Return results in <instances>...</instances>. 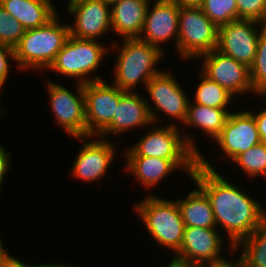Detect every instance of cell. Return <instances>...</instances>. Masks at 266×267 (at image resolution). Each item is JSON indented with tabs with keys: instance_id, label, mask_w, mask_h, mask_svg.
Returning <instances> with one entry per match:
<instances>
[{
	"instance_id": "cell-1",
	"label": "cell",
	"mask_w": 266,
	"mask_h": 267,
	"mask_svg": "<svg viewBox=\"0 0 266 267\" xmlns=\"http://www.w3.org/2000/svg\"><path fill=\"white\" fill-rule=\"evenodd\" d=\"M209 162L201 153L190 179L207 194L217 228L220 225L227 233L228 249L234 254V246L266 221V208L229 182Z\"/></svg>"
},
{
	"instance_id": "cell-2",
	"label": "cell",
	"mask_w": 266,
	"mask_h": 267,
	"mask_svg": "<svg viewBox=\"0 0 266 267\" xmlns=\"http://www.w3.org/2000/svg\"><path fill=\"white\" fill-rule=\"evenodd\" d=\"M122 42V45L113 42L111 46L118 51L113 84L125 91H134L138 84L146 88L147 83L162 72L156 65L165 58V53L139 38L122 39Z\"/></svg>"
},
{
	"instance_id": "cell-3",
	"label": "cell",
	"mask_w": 266,
	"mask_h": 267,
	"mask_svg": "<svg viewBox=\"0 0 266 267\" xmlns=\"http://www.w3.org/2000/svg\"><path fill=\"white\" fill-rule=\"evenodd\" d=\"M58 13L45 25L27 29L14 47L16 67L20 70H47L68 39L69 24L59 22Z\"/></svg>"
},
{
	"instance_id": "cell-4",
	"label": "cell",
	"mask_w": 266,
	"mask_h": 267,
	"mask_svg": "<svg viewBox=\"0 0 266 267\" xmlns=\"http://www.w3.org/2000/svg\"><path fill=\"white\" fill-rule=\"evenodd\" d=\"M134 211L158 246L171 249L173 255L179 251L185 225L176 200L161 199L150 192L135 204Z\"/></svg>"
},
{
	"instance_id": "cell-5",
	"label": "cell",
	"mask_w": 266,
	"mask_h": 267,
	"mask_svg": "<svg viewBox=\"0 0 266 267\" xmlns=\"http://www.w3.org/2000/svg\"><path fill=\"white\" fill-rule=\"evenodd\" d=\"M109 46L97 40L79 39L69 35L63 48L56 55L48 70L67 78L78 79L75 83L86 84L103 80L101 75L92 74L98 70L108 56Z\"/></svg>"
},
{
	"instance_id": "cell-6",
	"label": "cell",
	"mask_w": 266,
	"mask_h": 267,
	"mask_svg": "<svg viewBox=\"0 0 266 267\" xmlns=\"http://www.w3.org/2000/svg\"><path fill=\"white\" fill-rule=\"evenodd\" d=\"M146 131V134L134 145L123 152V156H147L162 159H198L201 151L195 141L186 131L180 133L177 122L156 126Z\"/></svg>"
},
{
	"instance_id": "cell-7",
	"label": "cell",
	"mask_w": 266,
	"mask_h": 267,
	"mask_svg": "<svg viewBox=\"0 0 266 267\" xmlns=\"http://www.w3.org/2000/svg\"><path fill=\"white\" fill-rule=\"evenodd\" d=\"M217 37L218 27L200 6H179L176 52L180 60L197 59L200 55L216 49Z\"/></svg>"
},
{
	"instance_id": "cell-8",
	"label": "cell",
	"mask_w": 266,
	"mask_h": 267,
	"mask_svg": "<svg viewBox=\"0 0 266 267\" xmlns=\"http://www.w3.org/2000/svg\"><path fill=\"white\" fill-rule=\"evenodd\" d=\"M46 84L50 108L57 125L62 127L70 137L86 138L84 84L77 83L74 93L60 83L49 80Z\"/></svg>"
},
{
	"instance_id": "cell-9",
	"label": "cell",
	"mask_w": 266,
	"mask_h": 267,
	"mask_svg": "<svg viewBox=\"0 0 266 267\" xmlns=\"http://www.w3.org/2000/svg\"><path fill=\"white\" fill-rule=\"evenodd\" d=\"M175 78L169 71H162L146 85L145 91L153 102L152 105L147 100L148 110L152 122L156 125L160 120L157 112H164L166 117L170 116L169 118H174L181 124L185 123L190 98Z\"/></svg>"
},
{
	"instance_id": "cell-10",
	"label": "cell",
	"mask_w": 266,
	"mask_h": 267,
	"mask_svg": "<svg viewBox=\"0 0 266 267\" xmlns=\"http://www.w3.org/2000/svg\"><path fill=\"white\" fill-rule=\"evenodd\" d=\"M263 30L264 24L253 20L231 21L218 27L216 49L250 68L256 56L258 37Z\"/></svg>"
},
{
	"instance_id": "cell-11",
	"label": "cell",
	"mask_w": 266,
	"mask_h": 267,
	"mask_svg": "<svg viewBox=\"0 0 266 267\" xmlns=\"http://www.w3.org/2000/svg\"><path fill=\"white\" fill-rule=\"evenodd\" d=\"M217 230L185 226L181 247L172 260L200 267L227 259L222 256L224 253H221L226 240H223Z\"/></svg>"
},
{
	"instance_id": "cell-12",
	"label": "cell",
	"mask_w": 266,
	"mask_h": 267,
	"mask_svg": "<svg viewBox=\"0 0 266 267\" xmlns=\"http://www.w3.org/2000/svg\"><path fill=\"white\" fill-rule=\"evenodd\" d=\"M99 80L84 84L87 137L97 136L111 121L126 92L113 83Z\"/></svg>"
},
{
	"instance_id": "cell-13",
	"label": "cell",
	"mask_w": 266,
	"mask_h": 267,
	"mask_svg": "<svg viewBox=\"0 0 266 267\" xmlns=\"http://www.w3.org/2000/svg\"><path fill=\"white\" fill-rule=\"evenodd\" d=\"M202 57V58H201ZM203 63L200 71L210 80L217 82L234 97L253 92L250 69L217 49L198 57Z\"/></svg>"
},
{
	"instance_id": "cell-14",
	"label": "cell",
	"mask_w": 266,
	"mask_h": 267,
	"mask_svg": "<svg viewBox=\"0 0 266 267\" xmlns=\"http://www.w3.org/2000/svg\"><path fill=\"white\" fill-rule=\"evenodd\" d=\"M78 139L82 141L83 145L77 152L70 174L72 177L87 183H100V180L106 176L105 174L110 169L111 163L113 164L114 157L117 154L115 148L117 146L114 142H110L109 138L103 139L98 136ZM84 140L85 142H83Z\"/></svg>"
},
{
	"instance_id": "cell-15",
	"label": "cell",
	"mask_w": 266,
	"mask_h": 267,
	"mask_svg": "<svg viewBox=\"0 0 266 267\" xmlns=\"http://www.w3.org/2000/svg\"><path fill=\"white\" fill-rule=\"evenodd\" d=\"M65 10L74 19L69 32L75 38L99 41L111 31L110 6L103 0H76L69 2Z\"/></svg>"
},
{
	"instance_id": "cell-16",
	"label": "cell",
	"mask_w": 266,
	"mask_h": 267,
	"mask_svg": "<svg viewBox=\"0 0 266 267\" xmlns=\"http://www.w3.org/2000/svg\"><path fill=\"white\" fill-rule=\"evenodd\" d=\"M216 141L222 157L233 161L239 154L261 142L255 118L250 110L230 112Z\"/></svg>"
},
{
	"instance_id": "cell-17",
	"label": "cell",
	"mask_w": 266,
	"mask_h": 267,
	"mask_svg": "<svg viewBox=\"0 0 266 267\" xmlns=\"http://www.w3.org/2000/svg\"><path fill=\"white\" fill-rule=\"evenodd\" d=\"M148 5L144 25L139 39L159 48L163 52L165 42L174 39L177 49L179 27V5L173 0Z\"/></svg>"
},
{
	"instance_id": "cell-18",
	"label": "cell",
	"mask_w": 266,
	"mask_h": 267,
	"mask_svg": "<svg viewBox=\"0 0 266 267\" xmlns=\"http://www.w3.org/2000/svg\"><path fill=\"white\" fill-rule=\"evenodd\" d=\"M123 158L126 159V172H130L135 180L149 188V191L178 168L183 169V172L191 177L198 164V159H162L147 156H123Z\"/></svg>"
},
{
	"instance_id": "cell-19",
	"label": "cell",
	"mask_w": 266,
	"mask_h": 267,
	"mask_svg": "<svg viewBox=\"0 0 266 267\" xmlns=\"http://www.w3.org/2000/svg\"><path fill=\"white\" fill-rule=\"evenodd\" d=\"M153 124L147 99L134 91H126L120 98L112 121L97 135L107 139L108 135L119 136L131 129Z\"/></svg>"
},
{
	"instance_id": "cell-20",
	"label": "cell",
	"mask_w": 266,
	"mask_h": 267,
	"mask_svg": "<svg viewBox=\"0 0 266 267\" xmlns=\"http://www.w3.org/2000/svg\"><path fill=\"white\" fill-rule=\"evenodd\" d=\"M148 5L142 0H121L111 6V30L122 39L139 38Z\"/></svg>"
},
{
	"instance_id": "cell-21",
	"label": "cell",
	"mask_w": 266,
	"mask_h": 267,
	"mask_svg": "<svg viewBox=\"0 0 266 267\" xmlns=\"http://www.w3.org/2000/svg\"><path fill=\"white\" fill-rule=\"evenodd\" d=\"M0 5L25 30L45 25L57 14L51 0H0Z\"/></svg>"
},
{
	"instance_id": "cell-22",
	"label": "cell",
	"mask_w": 266,
	"mask_h": 267,
	"mask_svg": "<svg viewBox=\"0 0 266 267\" xmlns=\"http://www.w3.org/2000/svg\"><path fill=\"white\" fill-rule=\"evenodd\" d=\"M197 186L186 198L176 199L185 226L217 228L211 202L207 194Z\"/></svg>"
},
{
	"instance_id": "cell-23",
	"label": "cell",
	"mask_w": 266,
	"mask_h": 267,
	"mask_svg": "<svg viewBox=\"0 0 266 267\" xmlns=\"http://www.w3.org/2000/svg\"><path fill=\"white\" fill-rule=\"evenodd\" d=\"M229 108H212L197 103H188L187 117L184 125L201 129L208 139L214 140L220 133L231 111Z\"/></svg>"
},
{
	"instance_id": "cell-24",
	"label": "cell",
	"mask_w": 266,
	"mask_h": 267,
	"mask_svg": "<svg viewBox=\"0 0 266 267\" xmlns=\"http://www.w3.org/2000/svg\"><path fill=\"white\" fill-rule=\"evenodd\" d=\"M239 247L243 267H266V221L248 237L240 240L234 246V251Z\"/></svg>"
},
{
	"instance_id": "cell-25",
	"label": "cell",
	"mask_w": 266,
	"mask_h": 267,
	"mask_svg": "<svg viewBox=\"0 0 266 267\" xmlns=\"http://www.w3.org/2000/svg\"><path fill=\"white\" fill-rule=\"evenodd\" d=\"M200 83L197 84L193 103L212 108H228L234 98L226 89L217 82L210 80L199 72Z\"/></svg>"
},
{
	"instance_id": "cell-26",
	"label": "cell",
	"mask_w": 266,
	"mask_h": 267,
	"mask_svg": "<svg viewBox=\"0 0 266 267\" xmlns=\"http://www.w3.org/2000/svg\"><path fill=\"white\" fill-rule=\"evenodd\" d=\"M249 179L261 176L266 180V143L260 142L239 154L233 161Z\"/></svg>"
},
{
	"instance_id": "cell-27",
	"label": "cell",
	"mask_w": 266,
	"mask_h": 267,
	"mask_svg": "<svg viewBox=\"0 0 266 267\" xmlns=\"http://www.w3.org/2000/svg\"><path fill=\"white\" fill-rule=\"evenodd\" d=\"M250 69V81L255 95L266 96V31L263 30L257 43L254 63Z\"/></svg>"
},
{
	"instance_id": "cell-28",
	"label": "cell",
	"mask_w": 266,
	"mask_h": 267,
	"mask_svg": "<svg viewBox=\"0 0 266 267\" xmlns=\"http://www.w3.org/2000/svg\"><path fill=\"white\" fill-rule=\"evenodd\" d=\"M200 7L217 27L238 19L236 0H203Z\"/></svg>"
},
{
	"instance_id": "cell-29",
	"label": "cell",
	"mask_w": 266,
	"mask_h": 267,
	"mask_svg": "<svg viewBox=\"0 0 266 267\" xmlns=\"http://www.w3.org/2000/svg\"><path fill=\"white\" fill-rule=\"evenodd\" d=\"M22 24L0 5V44L14 48L25 33Z\"/></svg>"
},
{
	"instance_id": "cell-30",
	"label": "cell",
	"mask_w": 266,
	"mask_h": 267,
	"mask_svg": "<svg viewBox=\"0 0 266 267\" xmlns=\"http://www.w3.org/2000/svg\"><path fill=\"white\" fill-rule=\"evenodd\" d=\"M238 19L266 21V0H236Z\"/></svg>"
},
{
	"instance_id": "cell-31",
	"label": "cell",
	"mask_w": 266,
	"mask_h": 267,
	"mask_svg": "<svg viewBox=\"0 0 266 267\" xmlns=\"http://www.w3.org/2000/svg\"><path fill=\"white\" fill-rule=\"evenodd\" d=\"M10 61L15 62L14 48L0 44V88L2 89L10 73Z\"/></svg>"
},
{
	"instance_id": "cell-32",
	"label": "cell",
	"mask_w": 266,
	"mask_h": 267,
	"mask_svg": "<svg viewBox=\"0 0 266 267\" xmlns=\"http://www.w3.org/2000/svg\"><path fill=\"white\" fill-rule=\"evenodd\" d=\"M11 153L7 151L3 144H0V193L2 190V183L4 181L5 175L8 174L11 169Z\"/></svg>"
},
{
	"instance_id": "cell-33",
	"label": "cell",
	"mask_w": 266,
	"mask_h": 267,
	"mask_svg": "<svg viewBox=\"0 0 266 267\" xmlns=\"http://www.w3.org/2000/svg\"><path fill=\"white\" fill-rule=\"evenodd\" d=\"M261 98H263V101L265 99L266 103V96H261ZM250 112L255 118L261 142L266 143V107L264 109L258 110V113L253 112L252 109Z\"/></svg>"
},
{
	"instance_id": "cell-34",
	"label": "cell",
	"mask_w": 266,
	"mask_h": 267,
	"mask_svg": "<svg viewBox=\"0 0 266 267\" xmlns=\"http://www.w3.org/2000/svg\"><path fill=\"white\" fill-rule=\"evenodd\" d=\"M1 267H36V264H30L26 261H22L16 256H12L11 254H7L2 261Z\"/></svg>"
},
{
	"instance_id": "cell-35",
	"label": "cell",
	"mask_w": 266,
	"mask_h": 267,
	"mask_svg": "<svg viewBox=\"0 0 266 267\" xmlns=\"http://www.w3.org/2000/svg\"><path fill=\"white\" fill-rule=\"evenodd\" d=\"M200 267H243V264H242L240 258L235 259V261L233 258H232V260L231 259L228 260V258H227L221 262L205 264V265H202Z\"/></svg>"
},
{
	"instance_id": "cell-36",
	"label": "cell",
	"mask_w": 266,
	"mask_h": 267,
	"mask_svg": "<svg viewBox=\"0 0 266 267\" xmlns=\"http://www.w3.org/2000/svg\"><path fill=\"white\" fill-rule=\"evenodd\" d=\"M179 6H200L203 0H173Z\"/></svg>"
},
{
	"instance_id": "cell-37",
	"label": "cell",
	"mask_w": 266,
	"mask_h": 267,
	"mask_svg": "<svg viewBox=\"0 0 266 267\" xmlns=\"http://www.w3.org/2000/svg\"><path fill=\"white\" fill-rule=\"evenodd\" d=\"M36 267H76L74 265H68V264H62L61 263H49V264H40V265H37L36 264Z\"/></svg>"
},
{
	"instance_id": "cell-38",
	"label": "cell",
	"mask_w": 266,
	"mask_h": 267,
	"mask_svg": "<svg viewBox=\"0 0 266 267\" xmlns=\"http://www.w3.org/2000/svg\"><path fill=\"white\" fill-rule=\"evenodd\" d=\"M7 248H4V245L2 243V239L0 237V267H1V264H2V261L4 260L5 256L8 254L7 252Z\"/></svg>"
},
{
	"instance_id": "cell-39",
	"label": "cell",
	"mask_w": 266,
	"mask_h": 267,
	"mask_svg": "<svg viewBox=\"0 0 266 267\" xmlns=\"http://www.w3.org/2000/svg\"><path fill=\"white\" fill-rule=\"evenodd\" d=\"M165 267H196L189 264H182L171 259L170 263Z\"/></svg>"
},
{
	"instance_id": "cell-40",
	"label": "cell",
	"mask_w": 266,
	"mask_h": 267,
	"mask_svg": "<svg viewBox=\"0 0 266 267\" xmlns=\"http://www.w3.org/2000/svg\"><path fill=\"white\" fill-rule=\"evenodd\" d=\"M106 4H108L110 7L114 4L118 3L121 0H103Z\"/></svg>"
},
{
	"instance_id": "cell-41",
	"label": "cell",
	"mask_w": 266,
	"mask_h": 267,
	"mask_svg": "<svg viewBox=\"0 0 266 267\" xmlns=\"http://www.w3.org/2000/svg\"><path fill=\"white\" fill-rule=\"evenodd\" d=\"M142 1H145V2H147L148 4H152V2H153V4L154 3H160V2H165V1H169V0H142Z\"/></svg>"
},
{
	"instance_id": "cell-42",
	"label": "cell",
	"mask_w": 266,
	"mask_h": 267,
	"mask_svg": "<svg viewBox=\"0 0 266 267\" xmlns=\"http://www.w3.org/2000/svg\"><path fill=\"white\" fill-rule=\"evenodd\" d=\"M1 93H2V88H0V118H2L3 114H5V112H3V111H5V110H2V109H1V108H2V107H1V105H2V104H1V102H2V101H1V100H2V99H1V98H2V94H1ZM2 113H3V114H2Z\"/></svg>"
},
{
	"instance_id": "cell-43",
	"label": "cell",
	"mask_w": 266,
	"mask_h": 267,
	"mask_svg": "<svg viewBox=\"0 0 266 267\" xmlns=\"http://www.w3.org/2000/svg\"><path fill=\"white\" fill-rule=\"evenodd\" d=\"M264 30L266 31V21L264 22Z\"/></svg>"
},
{
	"instance_id": "cell-44",
	"label": "cell",
	"mask_w": 266,
	"mask_h": 267,
	"mask_svg": "<svg viewBox=\"0 0 266 267\" xmlns=\"http://www.w3.org/2000/svg\"><path fill=\"white\" fill-rule=\"evenodd\" d=\"M74 1H76V0H69V1L67 2V4H68L69 2H74Z\"/></svg>"
}]
</instances>
